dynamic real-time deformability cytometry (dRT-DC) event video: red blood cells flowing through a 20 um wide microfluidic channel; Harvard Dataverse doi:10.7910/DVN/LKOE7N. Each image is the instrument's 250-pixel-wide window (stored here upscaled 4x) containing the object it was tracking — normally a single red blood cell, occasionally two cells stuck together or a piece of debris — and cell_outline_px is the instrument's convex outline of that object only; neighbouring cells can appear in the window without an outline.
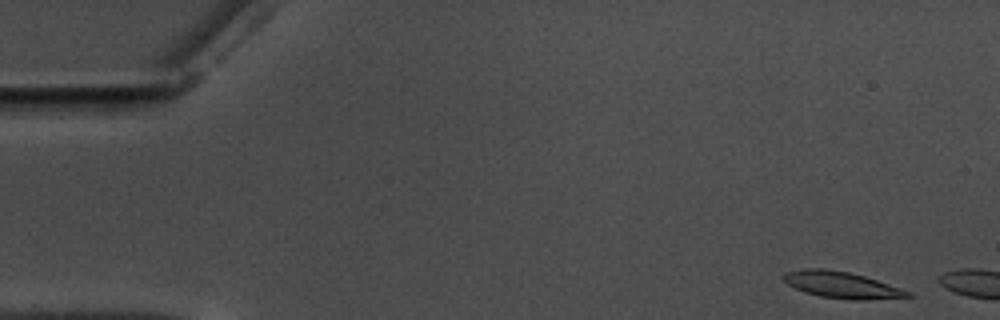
{"species": "common noctule bat (a hibernating species)", "species_latin": "Nyctalus noctula", "temperature_condition": "warm", "stored_images_in_passage": 5, "camera_frame_rate_fps": 3000, "um_per_image_px": 0.085, "animal": {"sex": "male", "body_mass_g": 17.5, "forearm_length_mm": 52.3}, "frame": {"image": 1, "passage_image": 1, "time_ms": 0.0, "image_size_px": [1000, 320], "cell_outline_px": [[916, 296], [864, 300], [852, 300], [820, 296], [804, 292], [788, 284], [780, 276], [784, 272], [804, 268], [824, 268], [848, 272], [864, 276], [912, 292]], "centroid_in_image_um": [71.52, 24.21], "position_along_channel_um": 13.5, "area_um2": 19.19}}